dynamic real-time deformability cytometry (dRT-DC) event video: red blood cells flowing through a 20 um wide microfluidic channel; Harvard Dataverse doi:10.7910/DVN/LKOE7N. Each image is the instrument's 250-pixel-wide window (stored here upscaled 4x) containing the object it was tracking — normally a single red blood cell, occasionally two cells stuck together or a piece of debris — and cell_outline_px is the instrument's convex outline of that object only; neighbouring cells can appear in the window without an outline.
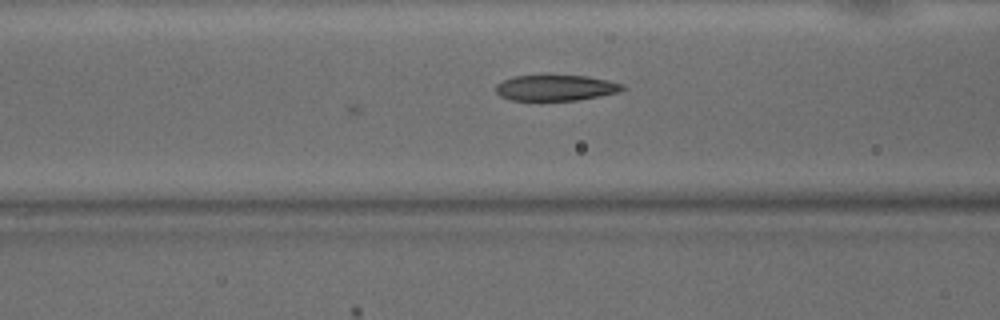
{"species": "common noctule bat (a hibernating species)", "species_latin": "Nyctalus noctula", "temperature_condition": "warm", "stored_images_in_passage": 6, "camera_frame_rate_fps": 3000, "um_per_image_px": 0.085, "animal": {"sex": "male", "body_mass_g": 15.6}, "frame": {"image": 1, "passage_image": 6, "time_ms": 1.667, "image_size_px": [1000, 320], "cell_outline_px": [[628, 88], [620, 92], [600, 96], [576, 100], [512, 100], [500, 96], [496, 92], [496, 84], [512, 76], [588, 76], [608, 80], [624, 84]], "centroid_in_image_um": [47.29, 7.47], "position_along_channel_um": 119.3, "area_um2": 19.02}}